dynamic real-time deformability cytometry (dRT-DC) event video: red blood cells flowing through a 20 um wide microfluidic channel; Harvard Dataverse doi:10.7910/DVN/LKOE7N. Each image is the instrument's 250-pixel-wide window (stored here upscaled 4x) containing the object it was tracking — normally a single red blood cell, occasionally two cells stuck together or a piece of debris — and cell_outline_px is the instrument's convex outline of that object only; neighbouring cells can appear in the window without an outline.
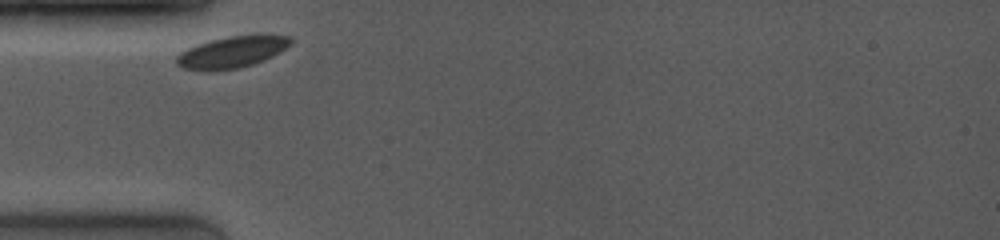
{"species": "common noctule bat (a hibernating species)", "species_latin": "Nyctalus noctula", "temperature_condition": "room temperature", "stored_images_in_passage": 18, "camera_frame_rate_fps": 4000, "um_per_image_px": 0.085, "animal": {"sex": "female", "body_mass_g": 19.0, "forearm_length_mm": 53.3}, "frame": {"image": 1, "passage_image": 1, "time_ms": 0.0, "image_size_px": [1000, 240], "cell_outline_px": [[292, 44], [272, 56], [264, 60], [240, 68], [208, 72], [200, 72], [184, 68], [176, 64], [176, 56], [180, 52], [196, 44], [228, 36], [256, 32], [268, 32], [292, 36]], "centroid_in_image_um": [19.77, 4.39], "position_along_channel_um": 65.2, "area_um2": 22.02}}
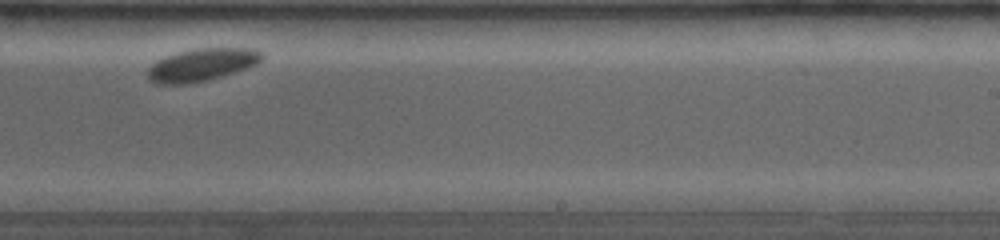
{"frame": {"image": 2, "passage_image": 12, "time_ms": 5.75, "image_size_px": [1000, 240], "cell_outline_px": [[264, 56], [256, 64], [248, 68], [208, 80], [188, 84], [156, 84], [148, 80], [148, 68], [156, 60], [176, 52], [196, 48], [252, 48], [264, 52]], "centroid_in_image_um": [17.14, 5.5], "position_along_channel_um": 271.9, "area_um2": 21.91}}
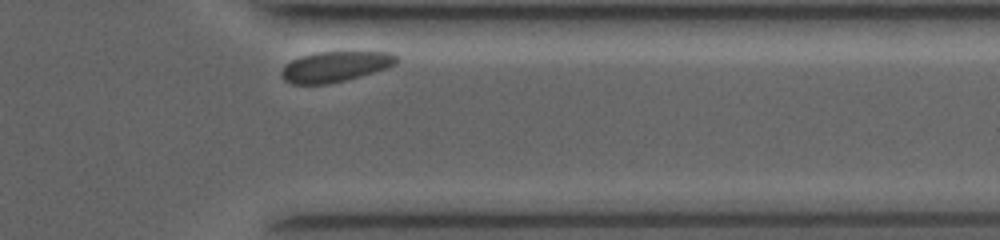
{"frame": {"image": 3, "passage_image": 17, "time_ms": 8.75, "image_size_px": [1000, 240], "cell_outline_px": [[400, 60], [396, 64], [388, 68], [360, 76], [328, 84], [292, 84], [284, 80], [280, 76], [280, 72], [284, 64], [300, 56], [316, 52], [392, 52]], "centroid_in_image_um": [28.48, 5.66], "position_along_channel_um": 382.9, "area_um2": 20.58}, "authors_computed_cell_mechanics": {"area_um2": 21.8195, "velocity_mm_per_s": 3.618, "shape_relaxation_time_tau1_ms": 0.2704, "shape_relaxation_time_tau2_ms": null, "deformation_change_tau1": 0.0292, "deformation_change_tau2": null}}